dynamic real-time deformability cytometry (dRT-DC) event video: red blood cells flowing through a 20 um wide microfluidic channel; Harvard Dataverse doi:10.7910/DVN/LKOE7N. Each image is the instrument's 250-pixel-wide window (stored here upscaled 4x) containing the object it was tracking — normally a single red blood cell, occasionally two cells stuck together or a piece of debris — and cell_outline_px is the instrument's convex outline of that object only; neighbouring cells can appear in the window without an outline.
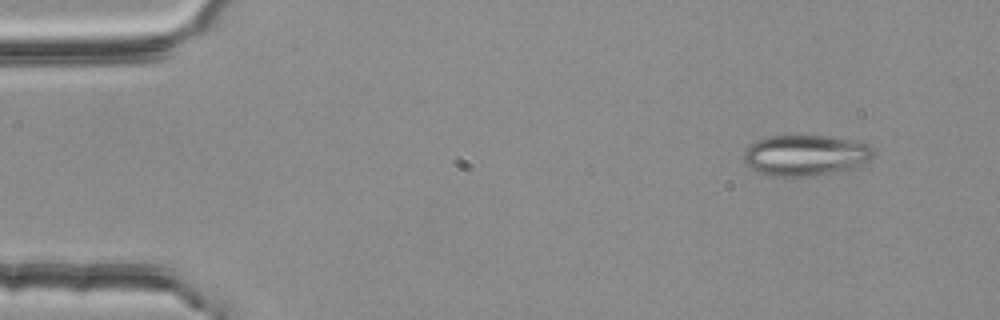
{"species": "common noctule bat (a hibernating species)", "species_latin": "Nyctalus noctula", "temperature_condition": "room temperature", "stored_images_in_passage": 4, "camera_frame_rate_fps": 3000, "um_per_image_px": 0.085, "animal": {"sex": "female", "body_mass_g": 25.1}, "frame": {"image": 1, "passage_image": 1, "time_ms": 0.0, "image_size_px": [1000, 320], "cell_outline_px": [[876, 152], [868, 160], [848, 168], [832, 172], [812, 176], [772, 176], [752, 168], [744, 164], [744, 152], [756, 140], [772, 136], [828, 136], [856, 140], [868, 144], [876, 148]], "centroid_in_image_um": [68.48, 13.18], "position_along_channel_um": 16.5, "area_um2": 30.52}}